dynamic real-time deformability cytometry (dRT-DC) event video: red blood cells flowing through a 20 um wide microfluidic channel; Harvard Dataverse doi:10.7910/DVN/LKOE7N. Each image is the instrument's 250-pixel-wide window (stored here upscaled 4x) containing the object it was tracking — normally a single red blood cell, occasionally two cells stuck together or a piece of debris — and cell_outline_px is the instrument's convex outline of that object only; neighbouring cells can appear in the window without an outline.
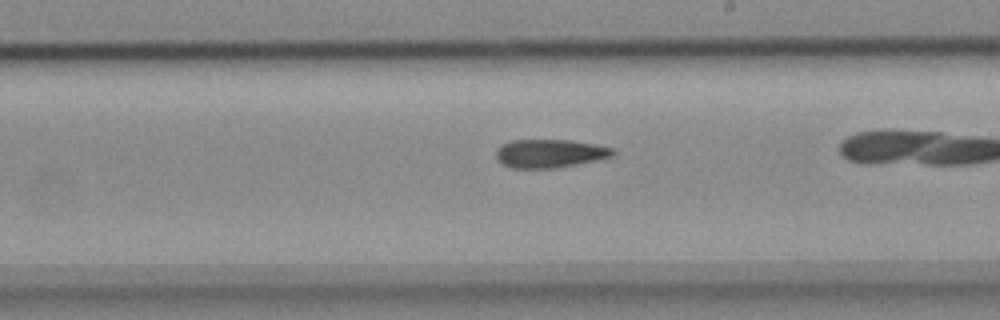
{"species": "common noctule bat (a hibernating species)", "species_latin": "Nyctalus noctula", "temperature_condition": "cold", "stored_images_in_passage": 38, "camera_frame_rate_fps": 3000, "um_per_image_px": 0.085, "animal": {"sex": "female", "body_mass_g": 18.4}, "frame": {"image": 1, "passage_image": 27, "time_ms": 8.667, "image_size_px": [1000, 320], "cell_outline_px": [[616, 156], [576, 164], [552, 168], [512, 168], [496, 160], [496, 148], [500, 144], [512, 140], [572, 140], [596, 144], [612, 148], [616, 152]], "centroid_in_image_um": [46.73, 13.03], "position_along_channel_um": 242.3, "area_um2": 19.48}}
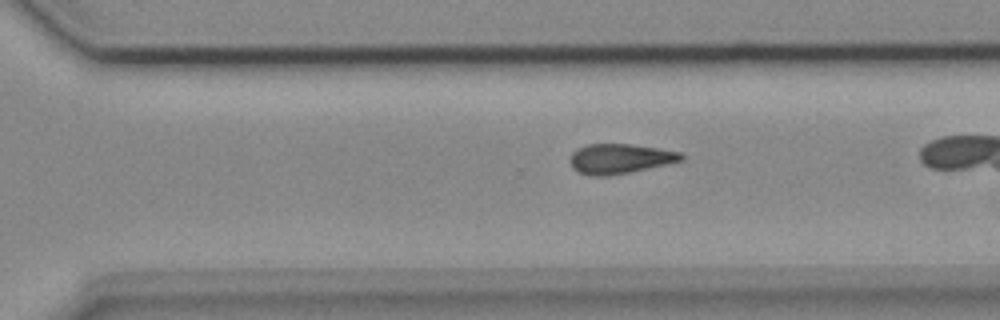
{"frame": {"image": 2, "passage_image": 33, "time_ms": 10.667, "image_size_px": [1000, 320], "cell_outline_px": [[684, 160], [628, 172], [604, 176], [592, 176], [580, 172], [572, 168], [568, 160], [572, 152], [576, 148], [588, 144], [632, 144], [660, 148], [680, 152], [684, 156]], "centroid_in_image_um": [52.65, 13.47], "position_along_channel_um": 317.9, "area_um2": 19.31}}